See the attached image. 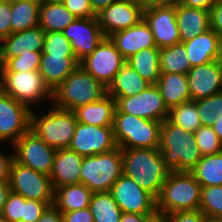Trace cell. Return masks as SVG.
<instances>
[{"instance_id":"cell-1","label":"cell","mask_w":222,"mask_h":222,"mask_svg":"<svg viewBox=\"0 0 222 222\" xmlns=\"http://www.w3.org/2000/svg\"><path fill=\"white\" fill-rule=\"evenodd\" d=\"M123 174L158 198L166 178L172 172L156 149H122Z\"/></svg>"},{"instance_id":"cell-2","label":"cell","mask_w":222,"mask_h":222,"mask_svg":"<svg viewBox=\"0 0 222 222\" xmlns=\"http://www.w3.org/2000/svg\"><path fill=\"white\" fill-rule=\"evenodd\" d=\"M158 150L171 171L190 172L202 154L194 133L164 120L160 129Z\"/></svg>"},{"instance_id":"cell-3","label":"cell","mask_w":222,"mask_h":222,"mask_svg":"<svg viewBox=\"0 0 222 222\" xmlns=\"http://www.w3.org/2000/svg\"><path fill=\"white\" fill-rule=\"evenodd\" d=\"M201 194L202 186L190 172L172 171L156 199L157 214L164 216L172 212L198 210Z\"/></svg>"},{"instance_id":"cell-4","label":"cell","mask_w":222,"mask_h":222,"mask_svg":"<svg viewBox=\"0 0 222 222\" xmlns=\"http://www.w3.org/2000/svg\"><path fill=\"white\" fill-rule=\"evenodd\" d=\"M107 95V87L80 65L53 90L52 105L74 111L85 104L99 101Z\"/></svg>"},{"instance_id":"cell-5","label":"cell","mask_w":222,"mask_h":222,"mask_svg":"<svg viewBox=\"0 0 222 222\" xmlns=\"http://www.w3.org/2000/svg\"><path fill=\"white\" fill-rule=\"evenodd\" d=\"M162 122L147 120L127 113H114L113 131L121 149H156Z\"/></svg>"},{"instance_id":"cell-6","label":"cell","mask_w":222,"mask_h":222,"mask_svg":"<svg viewBox=\"0 0 222 222\" xmlns=\"http://www.w3.org/2000/svg\"><path fill=\"white\" fill-rule=\"evenodd\" d=\"M52 107L40 116L31 110L30 130L55 149L68 148L78 121L73 111Z\"/></svg>"},{"instance_id":"cell-7","label":"cell","mask_w":222,"mask_h":222,"mask_svg":"<svg viewBox=\"0 0 222 222\" xmlns=\"http://www.w3.org/2000/svg\"><path fill=\"white\" fill-rule=\"evenodd\" d=\"M123 174L120 147L103 154L83 158L80 183L90 191L108 192Z\"/></svg>"},{"instance_id":"cell-8","label":"cell","mask_w":222,"mask_h":222,"mask_svg":"<svg viewBox=\"0 0 222 222\" xmlns=\"http://www.w3.org/2000/svg\"><path fill=\"white\" fill-rule=\"evenodd\" d=\"M0 90L31 110V104L53 100V91L39 71H0Z\"/></svg>"},{"instance_id":"cell-9","label":"cell","mask_w":222,"mask_h":222,"mask_svg":"<svg viewBox=\"0 0 222 222\" xmlns=\"http://www.w3.org/2000/svg\"><path fill=\"white\" fill-rule=\"evenodd\" d=\"M8 185L10 191L22 195L25 199L53 202L54 187L51 178L15 160L11 164Z\"/></svg>"},{"instance_id":"cell-10","label":"cell","mask_w":222,"mask_h":222,"mask_svg":"<svg viewBox=\"0 0 222 222\" xmlns=\"http://www.w3.org/2000/svg\"><path fill=\"white\" fill-rule=\"evenodd\" d=\"M115 102V113H127L160 122L168 118L169 109L165 105L160 89L156 84H150L145 90L134 96L118 97Z\"/></svg>"},{"instance_id":"cell-11","label":"cell","mask_w":222,"mask_h":222,"mask_svg":"<svg viewBox=\"0 0 222 222\" xmlns=\"http://www.w3.org/2000/svg\"><path fill=\"white\" fill-rule=\"evenodd\" d=\"M12 147L14 148V160L17 163L50 175L57 149L47 145L31 130L23 134Z\"/></svg>"},{"instance_id":"cell-12","label":"cell","mask_w":222,"mask_h":222,"mask_svg":"<svg viewBox=\"0 0 222 222\" xmlns=\"http://www.w3.org/2000/svg\"><path fill=\"white\" fill-rule=\"evenodd\" d=\"M125 61L111 39L105 37L90 55L79 62V65L108 87Z\"/></svg>"},{"instance_id":"cell-13","label":"cell","mask_w":222,"mask_h":222,"mask_svg":"<svg viewBox=\"0 0 222 222\" xmlns=\"http://www.w3.org/2000/svg\"><path fill=\"white\" fill-rule=\"evenodd\" d=\"M79 155L93 156L118 148L112 126L88 125L77 122L68 147Z\"/></svg>"},{"instance_id":"cell-14","label":"cell","mask_w":222,"mask_h":222,"mask_svg":"<svg viewBox=\"0 0 222 222\" xmlns=\"http://www.w3.org/2000/svg\"><path fill=\"white\" fill-rule=\"evenodd\" d=\"M143 19L152 31L159 49L181 43L176 21V2L144 8Z\"/></svg>"},{"instance_id":"cell-15","label":"cell","mask_w":222,"mask_h":222,"mask_svg":"<svg viewBox=\"0 0 222 222\" xmlns=\"http://www.w3.org/2000/svg\"><path fill=\"white\" fill-rule=\"evenodd\" d=\"M109 192L122 213L158 215L156 199L124 174L114 183Z\"/></svg>"},{"instance_id":"cell-16","label":"cell","mask_w":222,"mask_h":222,"mask_svg":"<svg viewBox=\"0 0 222 222\" xmlns=\"http://www.w3.org/2000/svg\"><path fill=\"white\" fill-rule=\"evenodd\" d=\"M30 113L23 105L0 90V142L8 141L12 146L30 130Z\"/></svg>"},{"instance_id":"cell-17","label":"cell","mask_w":222,"mask_h":222,"mask_svg":"<svg viewBox=\"0 0 222 222\" xmlns=\"http://www.w3.org/2000/svg\"><path fill=\"white\" fill-rule=\"evenodd\" d=\"M63 34L70 41L72 51L79 62L90 55L105 38L97 16L76 18L63 30Z\"/></svg>"},{"instance_id":"cell-18","label":"cell","mask_w":222,"mask_h":222,"mask_svg":"<svg viewBox=\"0 0 222 222\" xmlns=\"http://www.w3.org/2000/svg\"><path fill=\"white\" fill-rule=\"evenodd\" d=\"M143 12L144 8L135 0H118L99 12L97 18L105 37H109L138 24Z\"/></svg>"},{"instance_id":"cell-19","label":"cell","mask_w":222,"mask_h":222,"mask_svg":"<svg viewBox=\"0 0 222 222\" xmlns=\"http://www.w3.org/2000/svg\"><path fill=\"white\" fill-rule=\"evenodd\" d=\"M186 75L191 100L222 92V64L219 60L192 67Z\"/></svg>"},{"instance_id":"cell-20","label":"cell","mask_w":222,"mask_h":222,"mask_svg":"<svg viewBox=\"0 0 222 222\" xmlns=\"http://www.w3.org/2000/svg\"><path fill=\"white\" fill-rule=\"evenodd\" d=\"M45 31L34 27L20 32L11 33L0 42V65L9 58L34 52H43Z\"/></svg>"},{"instance_id":"cell-21","label":"cell","mask_w":222,"mask_h":222,"mask_svg":"<svg viewBox=\"0 0 222 222\" xmlns=\"http://www.w3.org/2000/svg\"><path fill=\"white\" fill-rule=\"evenodd\" d=\"M109 38L125 60L143 49L157 47L144 19L133 27L113 33Z\"/></svg>"},{"instance_id":"cell-22","label":"cell","mask_w":222,"mask_h":222,"mask_svg":"<svg viewBox=\"0 0 222 222\" xmlns=\"http://www.w3.org/2000/svg\"><path fill=\"white\" fill-rule=\"evenodd\" d=\"M83 156L69 148L57 149L49 177L54 189L80 183Z\"/></svg>"},{"instance_id":"cell-23","label":"cell","mask_w":222,"mask_h":222,"mask_svg":"<svg viewBox=\"0 0 222 222\" xmlns=\"http://www.w3.org/2000/svg\"><path fill=\"white\" fill-rule=\"evenodd\" d=\"M221 37L212 29L183 42L192 67L220 58Z\"/></svg>"},{"instance_id":"cell-24","label":"cell","mask_w":222,"mask_h":222,"mask_svg":"<svg viewBox=\"0 0 222 222\" xmlns=\"http://www.w3.org/2000/svg\"><path fill=\"white\" fill-rule=\"evenodd\" d=\"M78 66L75 55L42 54L39 73L53 91Z\"/></svg>"},{"instance_id":"cell-25","label":"cell","mask_w":222,"mask_h":222,"mask_svg":"<svg viewBox=\"0 0 222 222\" xmlns=\"http://www.w3.org/2000/svg\"><path fill=\"white\" fill-rule=\"evenodd\" d=\"M176 21L183 43L210 29V11L176 3Z\"/></svg>"},{"instance_id":"cell-26","label":"cell","mask_w":222,"mask_h":222,"mask_svg":"<svg viewBox=\"0 0 222 222\" xmlns=\"http://www.w3.org/2000/svg\"><path fill=\"white\" fill-rule=\"evenodd\" d=\"M115 110V99L106 95L101 100L80 106L73 112L79 123L97 126H112Z\"/></svg>"},{"instance_id":"cell-27","label":"cell","mask_w":222,"mask_h":222,"mask_svg":"<svg viewBox=\"0 0 222 222\" xmlns=\"http://www.w3.org/2000/svg\"><path fill=\"white\" fill-rule=\"evenodd\" d=\"M150 85L133 68L125 63L115 74L113 81L107 87V95L114 99L118 97H131Z\"/></svg>"},{"instance_id":"cell-28","label":"cell","mask_w":222,"mask_h":222,"mask_svg":"<svg viewBox=\"0 0 222 222\" xmlns=\"http://www.w3.org/2000/svg\"><path fill=\"white\" fill-rule=\"evenodd\" d=\"M156 85L168 109L191 100L187 75L161 73Z\"/></svg>"},{"instance_id":"cell-29","label":"cell","mask_w":222,"mask_h":222,"mask_svg":"<svg viewBox=\"0 0 222 222\" xmlns=\"http://www.w3.org/2000/svg\"><path fill=\"white\" fill-rule=\"evenodd\" d=\"M93 192L84 184H71L54 189L53 205L61 212H71L87 208Z\"/></svg>"},{"instance_id":"cell-30","label":"cell","mask_w":222,"mask_h":222,"mask_svg":"<svg viewBox=\"0 0 222 222\" xmlns=\"http://www.w3.org/2000/svg\"><path fill=\"white\" fill-rule=\"evenodd\" d=\"M76 18L63 3H40L39 26L45 32H63Z\"/></svg>"},{"instance_id":"cell-31","label":"cell","mask_w":222,"mask_h":222,"mask_svg":"<svg viewBox=\"0 0 222 222\" xmlns=\"http://www.w3.org/2000/svg\"><path fill=\"white\" fill-rule=\"evenodd\" d=\"M160 49L150 47L130 56L125 63L150 84H157L161 75Z\"/></svg>"},{"instance_id":"cell-32","label":"cell","mask_w":222,"mask_h":222,"mask_svg":"<svg viewBox=\"0 0 222 222\" xmlns=\"http://www.w3.org/2000/svg\"><path fill=\"white\" fill-rule=\"evenodd\" d=\"M41 0H17L11 4V33L39 26Z\"/></svg>"},{"instance_id":"cell-33","label":"cell","mask_w":222,"mask_h":222,"mask_svg":"<svg viewBox=\"0 0 222 222\" xmlns=\"http://www.w3.org/2000/svg\"><path fill=\"white\" fill-rule=\"evenodd\" d=\"M190 173L202 187L222 185V151L202 156Z\"/></svg>"},{"instance_id":"cell-34","label":"cell","mask_w":222,"mask_h":222,"mask_svg":"<svg viewBox=\"0 0 222 222\" xmlns=\"http://www.w3.org/2000/svg\"><path fill=\"white\" fill-rule=\"evenodd\" d=\"M159 62L161 73L186 75L192 68L183 43L160 49Z\"/></svg>"},{"instance_id":"cell-35","label":"cell","mask_w":222,"mask_h":222,"mask_svg":"<svg viewBox=\"0 0 222 222\" xmlns=\"http://www.w3.org/2000/svg\"><path fill=\"white\" fill-rule=\"evenodd\" d=\"M89 209L94 222H119L122 215V211L109 191L94 192Z\"/></svg>"},{"instance_id":"cell-36","label":"cell","mask_w":222,"mask_h":222,"mask_svg":"<svg viewBox=\"0 0 222 222\" xmlns=\"http://www.w3.org/2000/svg\"><path fill=\"white\" fill-rule=\"evenodd\" d=\"M167 119L171 123L192 133L202 126L197 110V101L195 100H190L170 108Z\"/></svg>"},{"instance_id":"cell-37","label":"cell","mask_w":222,"mask_h":222,"mask_svg":"<svg viewBox=\"0 0 222 222\" xmlns=\"http://www.w3.org/2000/svg\"><path fill=\"white\" fill-rule=\"evenodd\" d=\"M197 110L201 124L212 126L222 116V92L197 100Z\"/></svg>"},{"instance_id":"cell-38","label":"cell","mask_w":222,"mask_h":222,"mask_svg":"<svg viewBox=\"0 0 222 222\" xmlns=\"http://www.w3.org/2000/svg\"><path fill=\"white\" fill-rule=\"evenodd\" d=\"M199 210L207 216L222 217V185L202 187Z\"/></svg>"},{"instance_id":"cell-39","label":"cell","mask_w":222,"mask_h":222,"mask_svg":"<svg viewBox=\"0 0 222 222\" xmlns=\"http://www.w3.org/2000/svg\"><path fill=\"white\" fill-rule=\"evenodd\" d=\"M41 55L42 52L30 51V53L9 58L3 65H0V71H39Z\"/></svg>"},{"instance_id":"cell-40","label":"cell","mask_w":222,"mask_h":222,"mask_svg":"<svg viewBox=\"0 0 222 222\" xmlns=\"http://www.w3.org/2000/svg\"><path fill=\"white\" fill-rule=\"evenodd\" d=\"M197 146L202 154L211 155L222 151V142L211 126L202 125L195 132Z\"/></svg>"},{"instance_id":"cell-41","label":"cell","mask_w":222,"mask_h":222,"mask_svg":"<svg viewBox=\"0 0 222 222\" xmlns=\"http://www.w3.org/2000/svg\"><path fill=\"white\" fill-rule=\"evenodd\" d=\"M42 54L74 55L70 41L63 32H46Z\"/></svg>"},{"instance_id":"cell-42","label":"cell","mask_w":222,"mask_h":222,"mask_svg":"<svg viewBox=\"0 0 222 222\" xmlns=\"http://www.w3.org/2000/svg\"><path fill=\"white\" fill-rule=\"evenodd\" d=\"M24 204L25 198L22 195L10 191L0 214L8 222H23Z\"/></svg>"},{"instance_id":"cell-43","label":"cell","mask_w":222,"mask_h":222,"mask_svg":"<svg viewBox=\"0 0 222 222\" xmlns=\"http://www.w3.org/2000/svg\"><path fill=\"white\" fill-rule=\"evenodd\" d=\"M53 202H42L36 200L25 199L23 222H38L43 211Z\"/></svg>"},{"instance_id":"cell-44","label":"cell","mask_w":222,"mask_h":222,"mask_svg":"<svg viewBox=\"0 0 222 222\" xmlns=\"http://www.w3.org/2000/svg\"><path fill=\"white\" fill-rule=\"evenodd\" d=\"M63 4L77 18H91L97 16L89 0H65Z\"/></svg>"},{"instance_id":"cell-45","label":"cell","mask_w":222,"mask_h":222,"mask_svg":"<svg viewBox=\"0 0 222 222\" xmlns=\"http://www.w3.org/2000/svg\"><path fill=\"white\" fill-rule=\"evenodd\" d=\"M167 222H206L207 217L198 209L178 211L163 216Z\"/></svg>"},{"instance_id":"cell-46","label":"cell","mask_w":222,"mask_h":222,"mask_svg":"<svg viewBox=\"0 0 222 222\" xmlns=\"http://www.w3.org/2000/svg\"><path fill=\"white\" fill-rule=\"evenodd\" d=\"M11 34V4L0 3V42Z\"/></svg>"},{"instance_id":"cell-47","label":"cell","mask_w":222,"mask_h":222,"mask_svg":"<svg viewBox=\"0 0 222 222\" xmlns=\"http://www.w3.org/2000/svg\"><path fill=\"white\" fill-rule=\"evenodd\" d=\"M62 220L63 222H94L89 207L62 213Z\"/></svg>"},{"instance_id":"cell-48","label":"cell","mask_w":222,"mask_h":222,"mask_svg":"<svg viewBox=\"0 0 222 222\" xmlns=\"http://www.w3.org/2000/svg\"><path fill=\"white\" fill-rule=\"evenodd\" d=\"M210 11V29L222 38V2H216Z\"/></svg>"},{"instance_id":"cell-49","label":"cell","mask_w":222,"mask_h":222,"mask_svg":"<svg viewBox=\"0 0 222 222\" xmlns=\"http://www.w3.org/2000/svg\"><path fill=\"white\" fill-rule=\"evenodd\" d=\"M14 160V153L3 154L0 150V181L8 182L11 164Z\"/></svg>"},{"instance_id":"cell-50","label":"cell","mask_w":222,"mask_h":222,"mask_svg":"<svg viewBox=\"0 0 222 222\" xmlns=\"http://www.w3.org/2000/svg\"><path fill=\"white\" fill-rule=\"evenodd\" d=\"M38 222H63L62 213L53 205H48Z\"/></svg>"},{"instance_id":"cell-51","label":"cell","mask_w":222,"mask_h":222,"mask_svg":"<svg viewBox=\"0 0 222 222\" xmlns=\"http://www.w3.org/2000/svg\"><path fill=\"white\" fill-rule=\"evenodd\" d=\"M177 4H181L190 8H198L210 10L216 3L215 0H175Z\"/></svg>"},{"instance_id":"cell-52","label":"cell","mask_w":222,"mask_h":222,"mask_svg":"<svg viewBox=\"0 0 222 222\" xmlns=\"http://www.w3.org/2000/svg\"><path fill=\"white\" fill-rule=\"evenodd\" d=\"M157 215H141L136 213H122L119 222H149Z\"/></svg>"},{"instance_id":"cell-53","label":"cell","mask_w":222,"mask_h":222,"mask_svg":"<svg viewBox=\"0 0 222 222\" xmlns=\"http://www.w3.org/2000/svg\"><path fill=\"white\" fill-rule=\"evenodd\" d=\"M94 13L97 15L103 9L118 0H89Z\"/></svg>"},{"instance_id":"cell-54","label":"cell","mask_w":222,"mask_h":222,"mask_svg":"<svg viewBox=\"0 0 222 222\" xmlns=\"http://www.w3.org/2000/svg\"><path fill=\"white\" fill-rule=\"evenodd\" d=\"M143 8L154 6V5H164L174 3L175 0H135Z\"/></svg>"},{"instance_id":"cell-55","label":"cell","mask_w":222,"mask_h":222,"mask_svg":"<svg viewBox=\"0 0 222 222\" xmlns=\"http://www.w3.org/2000/svg\"><path fill=\"white\" fill-rule=\"evenodd\" d=\"M10 192V187L8 182L0 181V213L2 211L3 205L6 202L8 193Z\"/></svg>"},{"instance_id":"cell-56","label":"cell","mask_w":222,"mask_h":222,"mask_svg":"<svg viewBox=\"0 0 222 222\" xmlns=\"http://www.w3.org/2000/svg\"><path fill=\"white\" fill-rule=\"evenodd\" d=\"M211 127L215 131V133L217 134L219 140L222 142V116L217 117L215 119L214 124Z\"/></svg>"},{"instance_id":"cell-57","label":"cell","mask_w":222,"mask_h":222,"mask_svg":"<svg viewBox=\"0 0 222 222\" xmlns=\"http://www.w3.org/2000/svg\"><path fill=\"white\" fill-rule=\"evenodd\" d=\"M206 222H222L221 216H207Z\"/></svg>"},{"instance_id":"cell-58","label":"cell","mask_w":222,"mask_h":222,"mask_svg":"<svg viewBox=\"0 0 222 222\" xmlns=\"http://www.w3.org/2000/svg\"><path fill=\"white\" fill-rule=\"evenodd\" d=\"M149 222H167L163 216L157 215L156 217L150 219Z\"/></svg>"},{"instance_id":"cell-59","label":"cell","mask_w":222,"mask_h":222,"mask_svg":"<svg viewBox=\"0 0 222 222\" xmlns=\"http://www.w3.org/2000/svg\"><path fill=\"white\" fill-rule=\"evenodd\" d=\"M45 2H50V3H64L65 0H41Z\"/></svg>"},{"instance_id":"cell-60","label":"cell","mask_w":222,"mask_h":222,"mask_svg":"<svg viewBox=\"0 0 222 222\" xmlns=\"http://www.w3.org/2000/svg\"><path fill=\"white\" fill-rule=\"evenodd\" d=\"M17 0H0V3H8V4H12Z\"/></svg>"},{"instance_id":"cell-61","label":"cell","mask_w":222,"mask_h":222,"mask_svg":"<svg viewBox=\"0 0 222 222\" xmlns=\"http://www.w3.org/2000/svg\"><path fill=\"white\" fill-rule=\"evenodd\" d=\"M219 61H220L221 64H222V39H221V50H220V58H219Z\"/></svg>"},{"instance_id":"cell-62","label":"cell","mask_w":222,"mask_h":222,"mask_svg":"<svg viewBox=\"0 0 222 222\" xmlns=\"http://www.w3.org/2000/svg\"><path fill=\"white\" fill-rule=\"evenodd\" d=\"M0 222H8V221L0 214Z\"/></svg>"}]
</instances>
